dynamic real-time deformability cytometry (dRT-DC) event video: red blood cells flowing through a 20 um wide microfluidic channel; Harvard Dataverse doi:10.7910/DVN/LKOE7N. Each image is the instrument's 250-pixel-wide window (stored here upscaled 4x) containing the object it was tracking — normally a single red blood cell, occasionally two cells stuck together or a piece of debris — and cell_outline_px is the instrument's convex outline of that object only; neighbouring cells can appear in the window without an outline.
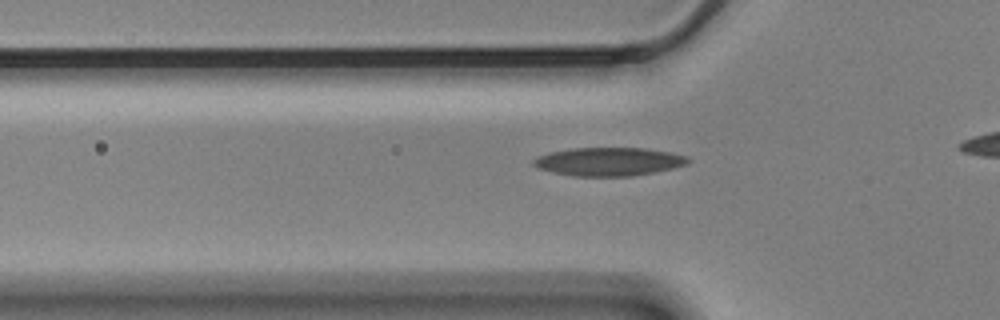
{"species": "Egyptian fruit bat (a non-hibernating species)", "species_latin": "Rousettus aegyptiacus", "temperature_condition": "cold", "stored_images_in_passage": 41, "camera_frame_rate_fps": 3000, "um_per_image_px": 0.085, "animal": {"sex": "male"}, "frame": {"image": 1, "passage_image": 13, "time_ms": 4.0, "image_size_px": [1000, 320], "cell_outline_px": [[692, 160], [688, 164], [672, 168], [632, 176], [572, 176], [552, 172], [540, 168], [532, 164], [532, 160], [548, 152], [572, 148], [644, 148], [672, 152], [688, 156]], "centroid_in_image_um": [51.77, 13.73], "position_along_channel_um": 74.0, "area_um2": 25.61}}
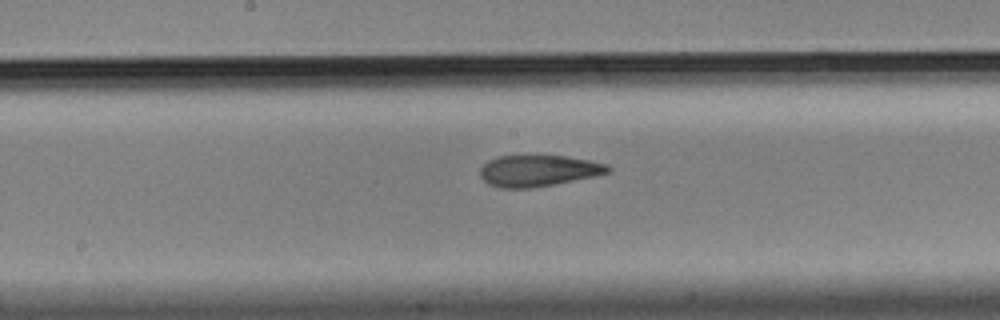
{"frame": {"image": 2, "passage_image": 24, "time_ms": 7.667, "image_size_px": [1000, 320], "cell_outline_px": [[612, 172], [532, 188], [500, 188], [488, 184], [480, 176], [480, 168], [488, 160], [500, 156], [564, 156], [588, 160], [608, 164], [612, 168]], "centroid_in_image_um": [45.74, 14.51], "position_along_channel_um": 202.5, "area_um2": 23.12}}
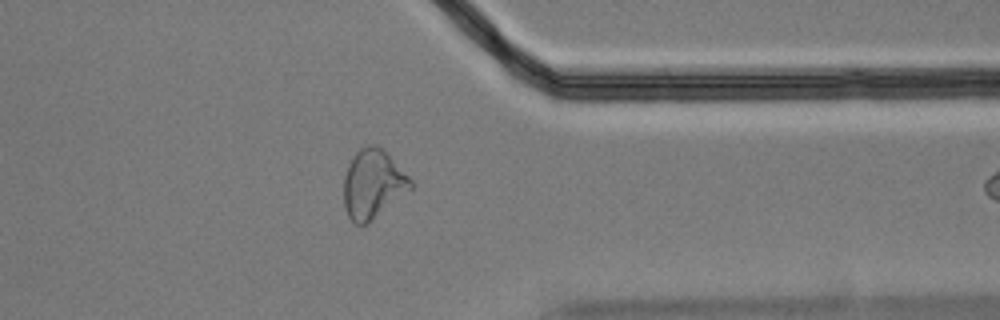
{"frame": {"image": 3, "passage_image": 40, "time_ms": 13.0, "image_size_px": [1000, 320], "cell_outline_px": [[416, 184], [412, 188], [368, 224], [356, 224], [348, 216], [344, 208], [344, 176], [348, 164], [356, 152], [360, 148], [372, 144], [376, 144]], "centroid_in_image_um": [31.68, 15.67], "position_along_channel_um": 379.7, "area_um2": 26.53}}